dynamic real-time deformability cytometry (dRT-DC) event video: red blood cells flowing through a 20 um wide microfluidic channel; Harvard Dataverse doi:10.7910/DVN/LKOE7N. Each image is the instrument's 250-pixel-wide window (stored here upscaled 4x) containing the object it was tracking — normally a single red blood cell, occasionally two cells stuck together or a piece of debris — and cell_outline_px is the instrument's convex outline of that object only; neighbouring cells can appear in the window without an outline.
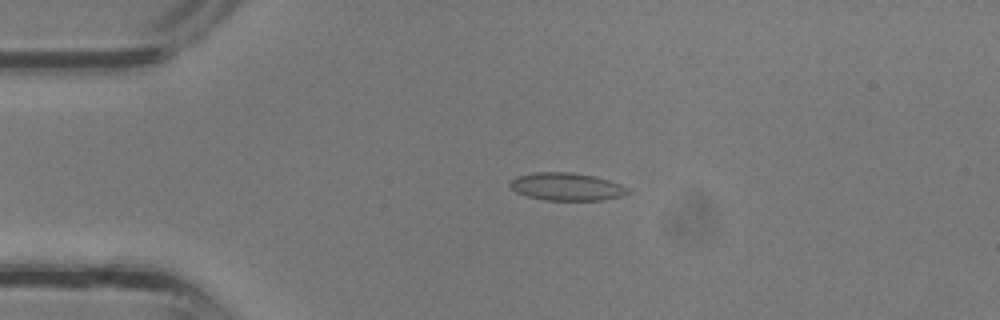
{"species": "common noctule bat (a hibernating species)", "species_latin": "Nyctalus noctula", "temperature_condition": "room temperature", "stored_images_in_passage": 23, "camera_frame_rate_fps": 3000, "um_per_image_px": 0.085, "animal": {"sex": "male", "body_mass_g": 13.3}, "frame": {"image": 1, "passage_image": 3, "time_ms": 0.667, "image_size_px": [1000, 320], "cell_outline_px": [[628, 192], [620, 196], [604, 200], [548, 200], [528, 196], [516, 192], [508, 184], [516, 176], [536, 172], [572, 172], [596, 176], [620, 184], [628, 188]], "centroid_in_image_um": [48.15, 15.86], "position_along_channel_um": 36.8, "area_um2": 18.9}}
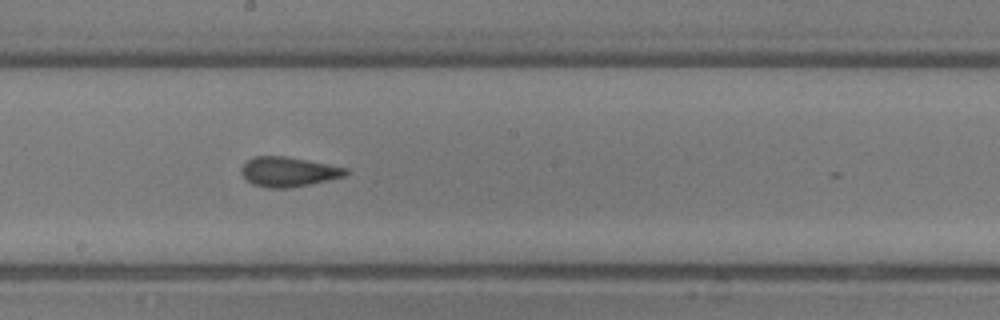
{"frame": {"image": 2, "passage_image": 14, "time_ms": 4.333, "image_size_px": [1000, 320], "cell_outline_px": [[348, 172], [344, 176], [308, 184], [288, 188], [268, 188], [252, 184], [240, 172], [240, 168], [248, 160], [256, 156], [284, 156], [328, 164], [348, 168]], "centroid_in_image_um": [24.49, 14.6], "position_along_channel_um": 223.7, "area_um2": 17.8}}
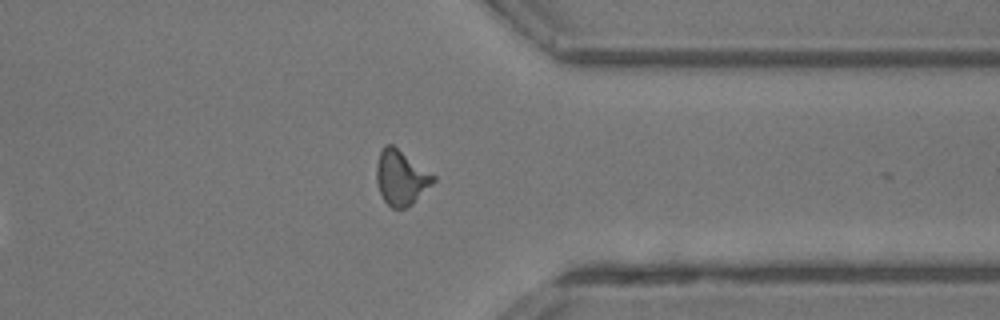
{"frame": {"image": 3, "passage_image": 22, "time_ms": 7.0, "image_size_px": [1000, 320], "cell_outline_px": [[436, 180], [412, 204], [404, 208], [392, 208], [384, 200], [380, 192], [376, 180], [376, 164], [380, 152], [384, 144], [392, 144], [436, 176]], "centroid_in_image_um": [34.08, 15.09], "position_along_channel_um": 377.3, "area_um2": 18.03}}